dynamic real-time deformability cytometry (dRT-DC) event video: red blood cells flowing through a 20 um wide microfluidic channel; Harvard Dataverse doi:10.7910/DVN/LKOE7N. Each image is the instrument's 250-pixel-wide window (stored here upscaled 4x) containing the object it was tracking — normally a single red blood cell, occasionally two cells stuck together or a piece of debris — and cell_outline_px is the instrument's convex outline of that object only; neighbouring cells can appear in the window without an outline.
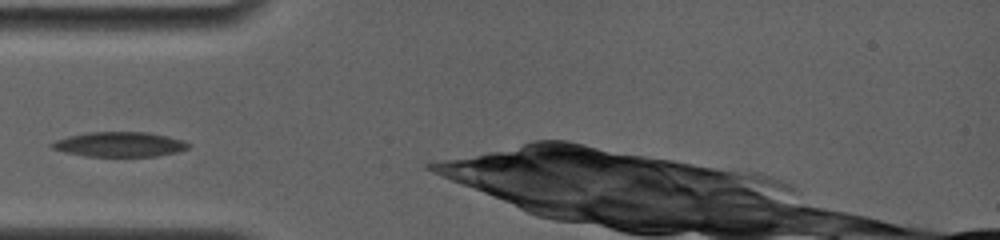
{"species": "common noctule bat (a hibernating species)", "species_latin": "Nyctalus noctula", "temperature_condition": "room temperature", "stored_images_in_passage": 6, "camera_frame_rate_fps": 4000, "um_per_image_px": 0.085, "animal": {"sex": "female", "body_mass_g": 19.0, "forearm_length_mm": 56.7}, "frame": {"image": 1, "passage_image": 1, "time_ms": 0.0, "image_size_px": [1000, 240], "cell_outline_px": [[192, 144], [188, 148], [176, 152], [156, 156], [84, 156], [52, 148], [48, 144], [56, 140], [68, 136], [88, 132], [148, 132], [168, 136], [184, 140]], "centroid_in_image_um": [10.19, 12.26], "position_along_channel_um": 74.8, "area_um2": 19.71}}
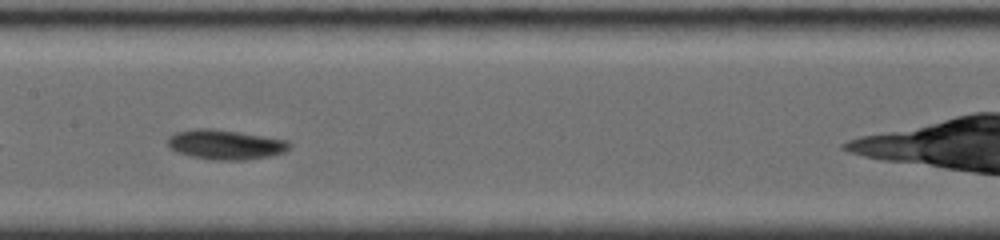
{"frame": {"image": 2, "passage_image": 4, "time_ms": 3.0, "image_size_px": [1000, 240], "cell_outline_px": [[292, 144], [284, 152], [268, 156], [244, 160], [212, 160], [188, 156], [176, 152], [168, 148], [168, 136], [176, 132], [196, 128], [212, 128], [288, 140]], "centroid_in_image_um": [19.11, 12.29], "position_along_channel_um": 188.3, "area_um2": 21.15}}
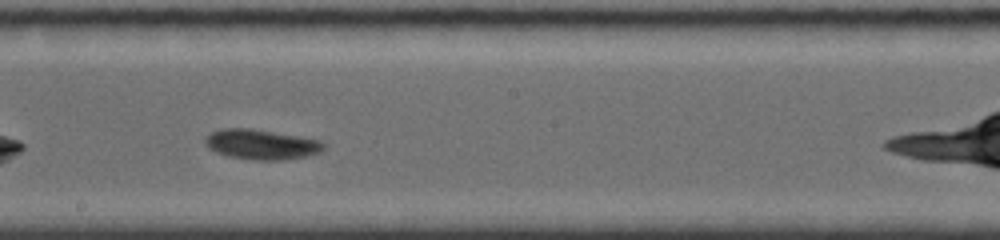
{"frame": {"image": 3, "passage_image": 5, "time_ms": 4.0, "image_size_px": [1000, 240], "cell_outline_px": [[328, 144], [320, 152], [308, 156], [284, 160], [256, 160], [228, 156], [216, 152], [208, 148], [204, 144], [204, 136], [212, 132], [224, 128], [252, 128], [320, 140]], "centroid_in_image_um": [22.21, 12.27], "position_along_channel_um": 226.0, "area_um2": 20.92}}